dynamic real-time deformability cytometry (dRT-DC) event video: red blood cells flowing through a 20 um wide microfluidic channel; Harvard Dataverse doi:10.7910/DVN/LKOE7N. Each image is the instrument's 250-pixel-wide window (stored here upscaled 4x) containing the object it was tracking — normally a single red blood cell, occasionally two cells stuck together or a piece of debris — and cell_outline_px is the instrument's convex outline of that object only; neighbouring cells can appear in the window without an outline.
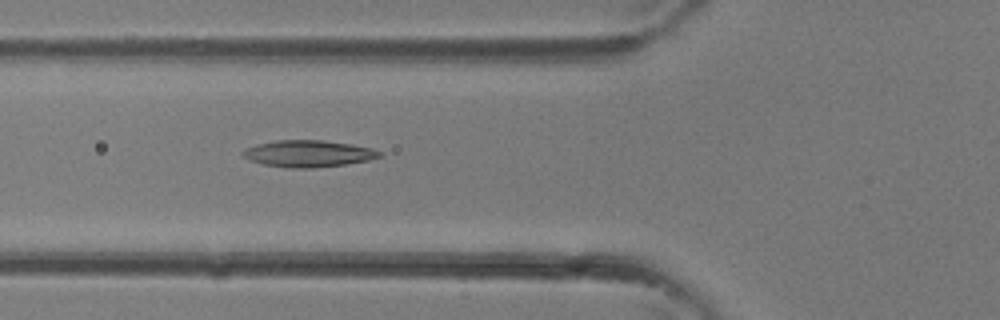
{"species": "common noctule bat (a hibernating species)", "species_latin": "Nyctalus noctula", "temperature_condition": "room temperature", "stored_images_in_passage": 36, "camera_frame_rate_fps": 3000, "um_per_image_px": 0.085, "animal": {"sex": "female"}, "frame": {"image": 1, "passage_image": 14, "time_ms": 4.333, "image_size_px": [1000, 320], "cell_outline_px": [[380, 156], [368, 160], [344, 164], [312, 168], [288, 168], [264, 164], [248, 160], [240, 152], [248, 148], [260, 144], [276, 140], [324, 140], [352, 144], [372, 148], [380, 152]], "centroid_in_image_um": [26.2, 13.05], "position_along_channel_um": 99.6, "area_um2": 21.04}}
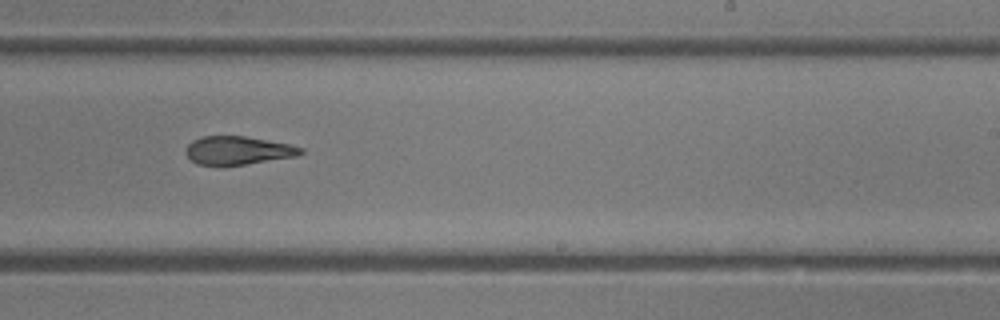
{"frame": {"image": 2, "passage_image": 23, "time_ms": 7.333, "image_size_px": [1000, 320], "cell_outline_px": [[304, 152], [296, 156], [224, 168], [220, 168], [196, 164], [184, 152], [188, 144], [192, 140], [204, 136], [244, 136], [292, 144], [304, 148]], "centroid_in_image_um": [20.2, 12.82], "position_along_channel_um": 268.8, "area_um2": 19.65}}
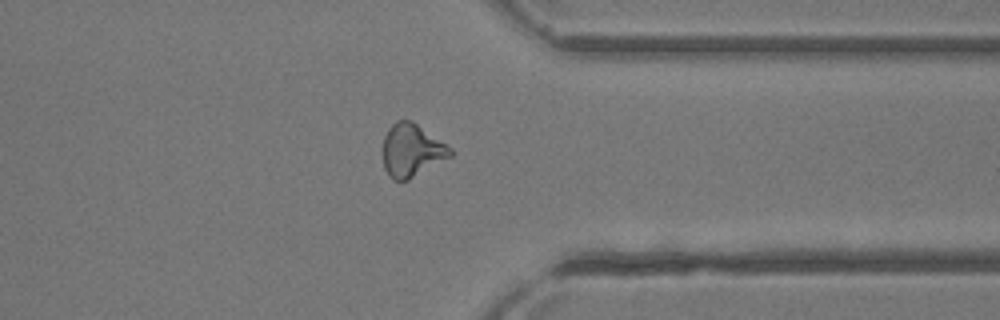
{"frame": {"image": 3, "passage_image": 29, "time_ms": 9.333, "image_size_px": [1000, 320], "cell_outline_px": [[452, 156], [408, 180], [392, 180], [388, 176], [384, 168], [384, 136], [388, 128], [396, 120], [412, 120], [452, 148]], "centroid_in_image_um": [34.99, 12.78], "position_along_channel_um": 376.4, "area_um2": 20.75}}